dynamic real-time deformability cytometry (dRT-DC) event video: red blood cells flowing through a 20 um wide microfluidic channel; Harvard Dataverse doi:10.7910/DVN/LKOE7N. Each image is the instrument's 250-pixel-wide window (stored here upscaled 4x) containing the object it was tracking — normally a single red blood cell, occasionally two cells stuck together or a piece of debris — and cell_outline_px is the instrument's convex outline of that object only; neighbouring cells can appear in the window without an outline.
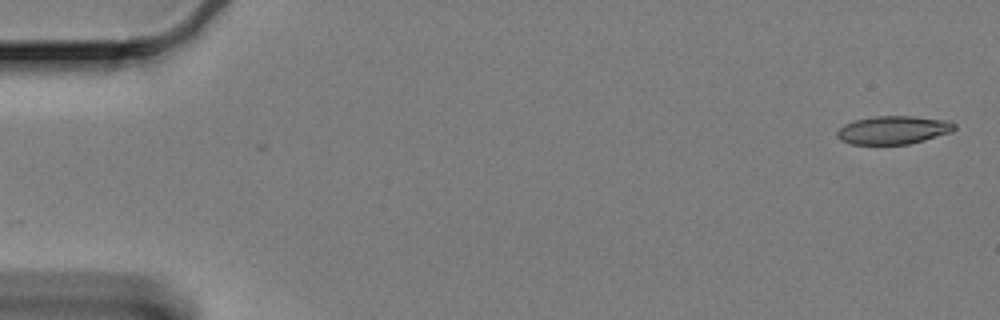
{"species": "Egyptian fruit bat (a non-hibernating species)", "species_latin": "Rousettus aegyptiacus", "temperature_condition": "cold", "stored_images_in_passage": 2, "camera_frame_rate_fps": 3000, "um_per_image_px": 0.085, "animal": {"sex": "female"}, "frame": {"image": 1, "passage_image": 2, "time_ms": 0.333, "image_size_px": [1000, 320], "cell_outline_px": [[956, 128], [952, 132], [924, 140], [908, 144], [852, 144], [840, 140], [836, 136], [836, 132], [844, 124], [856, 120], [876, 116], [912, 116], [948, 120], [956, 124]], "centroid_in_image_um": [75.95, 11.05], "position_along_channel_um": 9.1, "area_um2": 19.31}}